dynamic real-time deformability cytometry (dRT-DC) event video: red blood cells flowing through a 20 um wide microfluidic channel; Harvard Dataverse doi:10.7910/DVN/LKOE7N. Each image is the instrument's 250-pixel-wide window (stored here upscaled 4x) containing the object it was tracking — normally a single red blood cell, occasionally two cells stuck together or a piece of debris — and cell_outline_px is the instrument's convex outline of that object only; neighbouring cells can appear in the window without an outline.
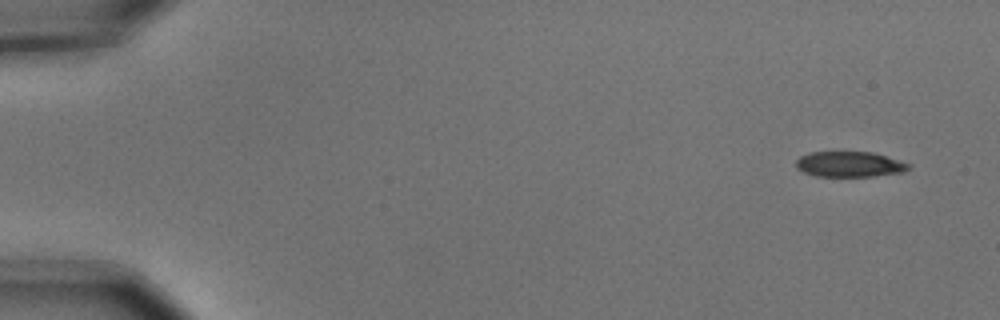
{"species": "common noctule bat (a hibernating species)", "species_latin": "Nyctalus noctula", "temperature_condition": "cold", "stored_images_in_passage": 6, "camera_frame_rate_fps": 3000, "um_per_image_px": 0.085, "animal": {"sex": "male", "body_mass_g": 15.6}, "frame": {"image": 1, "passage_image": 1, "time_ms": 0.0, "image_size_px": [1000, 320], "cell_outline_px": [[912, 168], [904, 172], [872, 176], [816, 176], [804, 172], [796, 168], [796, 160], [800, 156], [808, 152], [872, 152], [912, 164]], "centroid_in_image_um": [72.22, 13.96], "position_along_channel_um": 12.8, "area_um2": 16.76}}
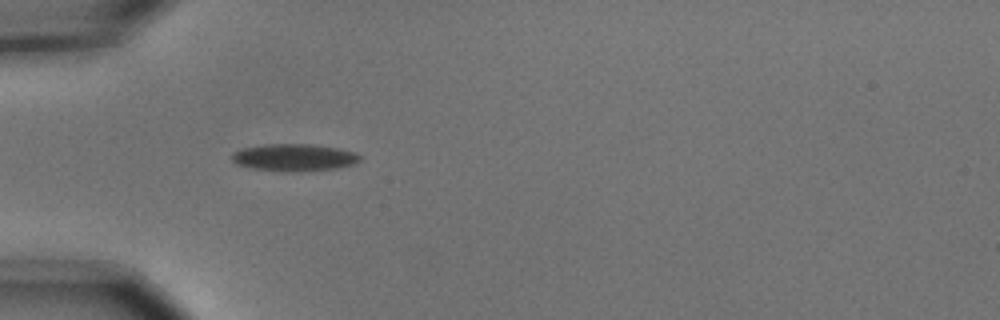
{"frame": {"image": 2, "passage_image": 5, "time_ms": 1.333, "image_size_px": [1000, 320], "cell_outline_px": [[360, 160], [352, 164], [336, 168], [288, 172], [284, 172], [252, 168], [236, 164], [232, 160], [232, 152], [240, 148], [264, 144], [312, 144], [336, 148], [356, 152], [360, 156]], "centroid_in_image_um": [24.95, 13.38], "position_along_channel_um": 60.1, "area_um2": 20.29}}
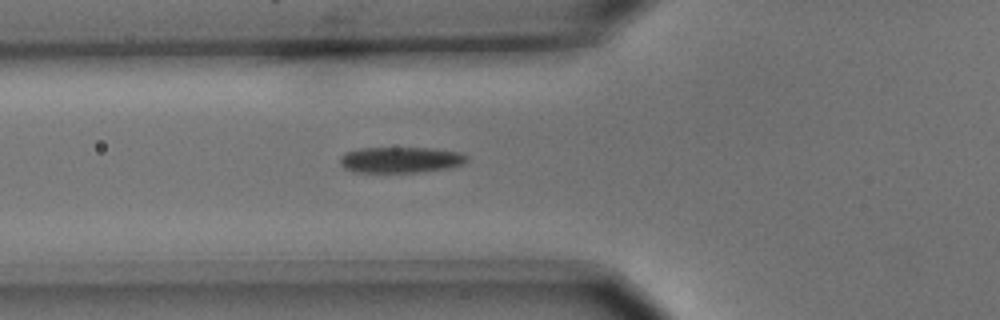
{"frame": {"image": 3, "passage_image": 6, "time_ms": 1.667, "image_size_px": [1000, 320], "cell_outline_px": [[468, 160], [464, 164], [448, 168], [416, 172], [352, 172], [344, 168], [340, 164], [340, 156], [344, 152], [360, 148], [428, 148], [460, 152], [468, 156]], "centroid_in_image_um": [34.03, 13.58], "position_along_channel_um": 91.8, "area_um2": 19.25}}